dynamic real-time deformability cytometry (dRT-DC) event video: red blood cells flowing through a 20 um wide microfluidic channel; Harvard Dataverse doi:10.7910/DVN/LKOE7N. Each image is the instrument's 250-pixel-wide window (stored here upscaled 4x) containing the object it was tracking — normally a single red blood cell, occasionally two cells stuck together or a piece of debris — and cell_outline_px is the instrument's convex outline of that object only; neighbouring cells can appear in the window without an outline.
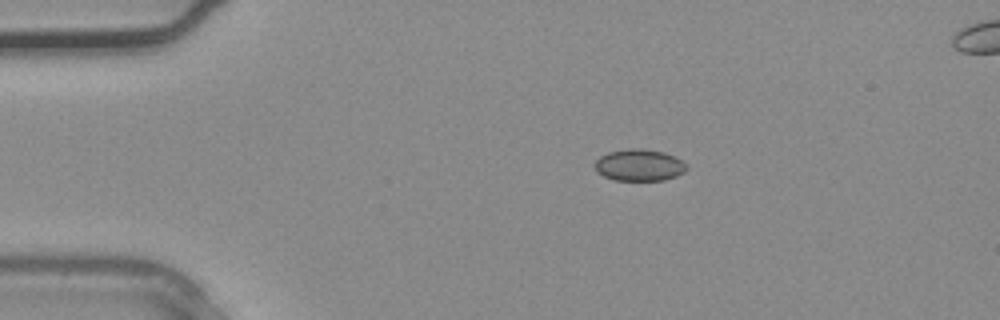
{"species": "common noctule bat (a hibernating species)", "species_latin": "Nyctalus noctula", "temperature_condition": "warm", "stored_images_in_passage": 32, "camera_frame_rate_fps": 3000, "um_per_image_px": 0.085, "animal": {"sex": "male", "body_mass_g": 20.4}, "frame": {"image": 1, "passage_image": 1, "time_ms": 0.0, "image_size_px": [1000, 320], "cell_outline_px": [[688, 168], [684, 172], [676, 176], [664, 180], [616, 180], [604, 176], [596, 172], [596, 160], [600, 156], [608, 152], [628, 148], [644, 148], [664, 152], [680, 160]], "centroid_in_image_um": [54.32, 14.03], "position_along_channel_um": 30.7, "area_um2": 16.88}}